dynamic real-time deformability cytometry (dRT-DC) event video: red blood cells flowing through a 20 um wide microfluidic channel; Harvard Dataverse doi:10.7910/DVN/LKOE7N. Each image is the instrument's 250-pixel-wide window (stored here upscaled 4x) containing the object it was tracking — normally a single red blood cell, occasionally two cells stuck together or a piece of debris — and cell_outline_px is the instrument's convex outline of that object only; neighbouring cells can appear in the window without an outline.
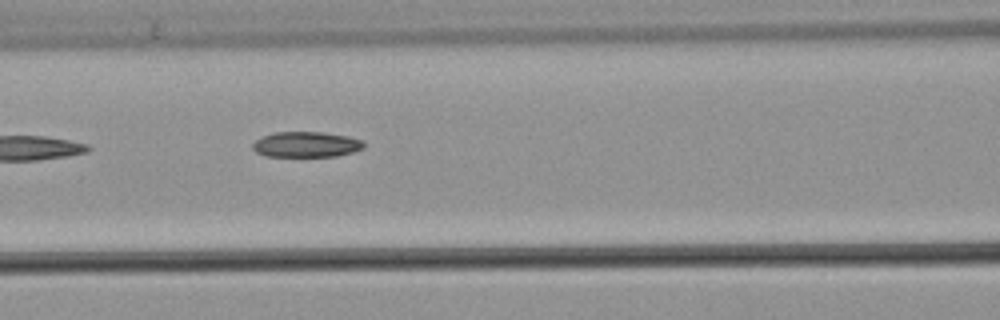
{"species": "common noctule bat (a hibernating species)", "species_latin": "Nyctalus noctula", "temperature_condition": "warm", "stored_images_in_passage": 3, "camera_frame_rate_fps": 3000, "um_per_image_px": 0.085, "animal": {"sex": "male", "body_mass_g": 21.5, "forearm_length_mm": 52.0}, "frame": {"image": 1, "passage_image": 3, "time_ms": 0.667, "image_size_px": [1000, 320], "cell_outline_px": [[364, 148], [352, 152], [336, 156], [268, 156], [256, 152], [252, 148], [252, 144], [256, 140], [264, 136], [276, 132], [324, 132], [348, 136], [360, 140], [364, 144]], "centroid_in_image_um": [26.03, 12.28], "position_along_channel_um": 140.6, "area_um2": 16.36}}